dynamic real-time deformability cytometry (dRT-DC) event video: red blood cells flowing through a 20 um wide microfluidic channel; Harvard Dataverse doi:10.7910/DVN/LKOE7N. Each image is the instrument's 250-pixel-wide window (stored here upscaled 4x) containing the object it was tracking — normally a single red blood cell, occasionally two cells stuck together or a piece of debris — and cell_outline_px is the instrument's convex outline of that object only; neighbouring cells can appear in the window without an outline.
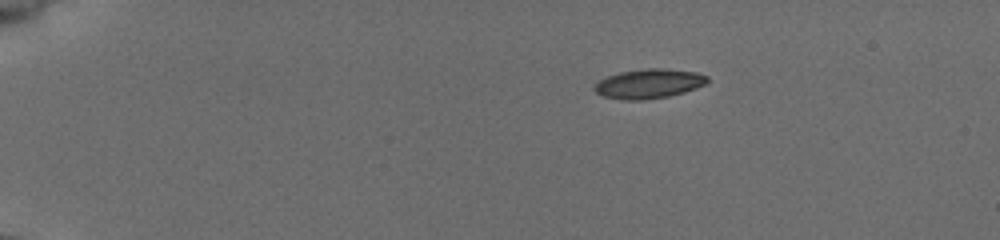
{"species": "common noctule bat (a hibernating species)", "species_latin": "Nyctalus noctula", "temperature_condition": "cold", "stored_images_in_passage": 45, "camera_frame_rate_fps": 3000, "um_per_image_px": 0.085, "animal": {"sex": "female", "body_mass_g": 19.5, "forearm_length_mm": 54.1}, "frame": {"image": 1, "passage_image": 1, "time_ms": 0.0, "image_size_px": [1000, 240], "cell_outline_px": [[708, 80], [704, 84], [696, 88], [684, 92], [668, 96], [644, 100], [624, 100], [604, 96], [596, 92], [592, 88], [600, 80], [608, 76], [620, 72], [644, 68], [664, 68], [696, 72], [708, 76]], "centroid_in_image_um": [55.15, 7.11], "position_along_channel_um": 29.8, "area_um2": 19.31}}
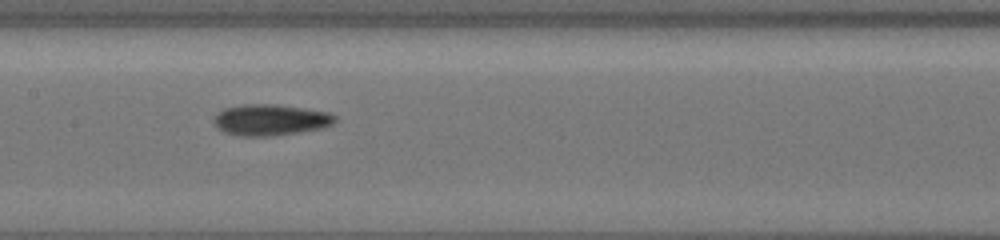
{"frame": {"image": 2, "passage_image": 20, "time_ms": 6.333, "image_size_px": [1000, 240], "cell_outline_px": [[336, 120], [332, 124], [320, 128], [272, 136], [240, 136], [224, 132], [212, 120], [224, 108], [244, 104], [276, 104], [304, 108], [328, 112], [336, 116]], "centroid_in_image_um": [22.99, 10.18], "position_along_channel_um": 184.4, "area_um2": 21.73}}
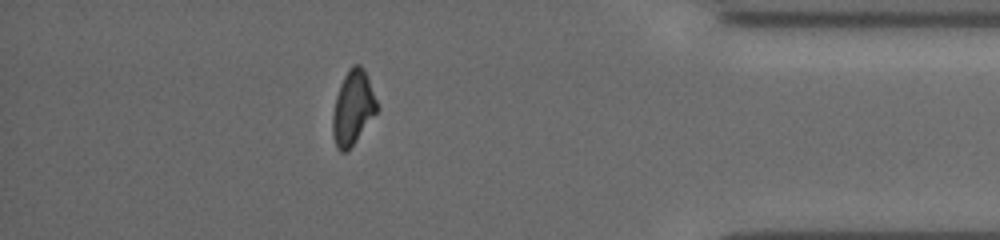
{"frame": {"image": 3, "passage_image": 39, "time_ms": 12.667, "image_size_px": [1000, 240], "cell_outline_px": [[380, 108], [352, 144], [344, 152], [340, 152], [336, 148], [332, 132], [332, 116], [336, 96], [340, 84], [348, 68], [352, 64], [360, 64], [364, 68], [368, 76]], "centroid_in_image_um": [30.0, 9.1], "position_along_channel_um": 405.2, "area_um2": 19.19}, "authors_computed_cell_mechanics": {"area_um2": 19.8254, "velocity_mm_per_s": 3.9359, "shape_relaxation_time_tau1_ms": 2.4156, "shape_relaxation_time_tau2_ms": 2.699, "deformation_change_tau1": 0.1211, "deformation_change_tau2": 0.0997}}